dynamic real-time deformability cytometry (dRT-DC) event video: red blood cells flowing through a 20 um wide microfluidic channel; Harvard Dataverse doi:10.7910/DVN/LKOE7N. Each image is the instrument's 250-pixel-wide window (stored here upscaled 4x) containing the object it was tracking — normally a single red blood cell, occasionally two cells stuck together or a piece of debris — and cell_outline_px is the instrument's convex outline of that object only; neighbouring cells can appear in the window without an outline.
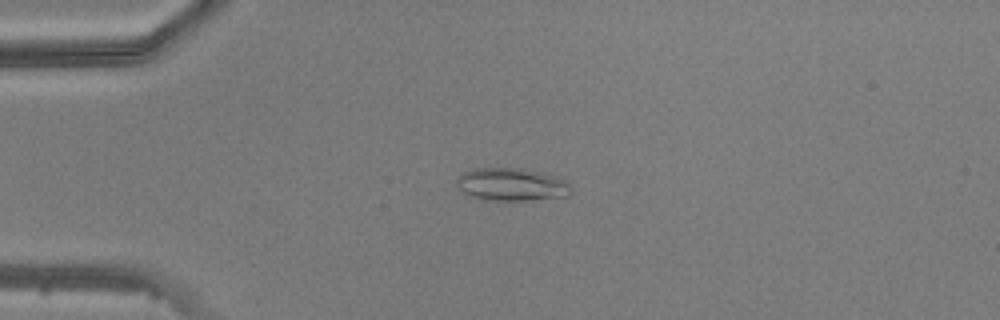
{"species": "common noctule bat (a hibernating species)", "species_latin": "Nyctalus noctula", "temperature_condition": "warm", "stored_images_in_passage": 49, "camera_frame_rate_fps": 3000, "um_per_image_px": 0.085, "animal": {"sex": "male", "body_mass_g": 20.5, "forearm_length_mm": 52.5}, "frame": {"image": 1, "passage_image": 13, "time_ms": 4.0, "image_size_px": [1000, 320], "cell_outline_px": [[572, 192], [568, 196], [524, 200], [484, 200], [472, 196], [464, 192], [456, 184], [456, 180], [464, 172], [472, 168], [524, 168], [544, 172], [556, 176], [564, 180], [572, 188]], "centroid_in_image_um": [43.51, 15.66], "position_along_channel_um": 41.5, "area_um2": 21.91}}
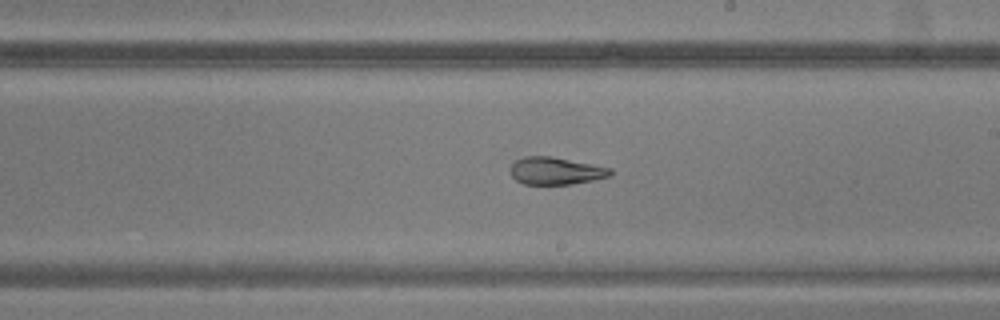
{"frame": {"image": 2, "passage_image": 29, "time_ms": 9.333, "image_size_px": [1000, 320], "cell_outline_px": [[612, 176], [572, 184], [524, 184], [516, 180], [512, 176], [512, 164], [516, 160], [524, 156], [552, 156], [612, 168]], "centroid_in_image_um": [47.27, 14.52], "position_along_channel_um": 241.7, "area_um2": 15.9}}
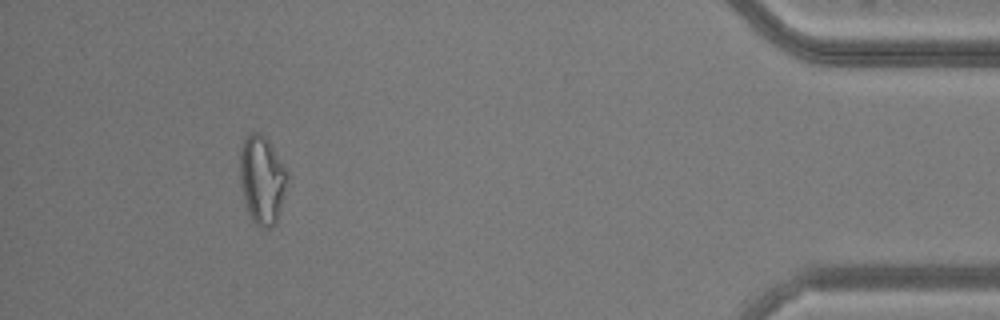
{"frame": {"image": 3, "passage_image": 45, "time_ms": 14.667, "image_size_px": [1000, 320], "cell_outline_px": [[288, 176], [276, 224], [268, 228], [260, 228], [252, 220], [244, 204], [240, 180], [240, 148], [244, 140], [252, 132], [260, 132], [268, 140], [288, 172]], "centroid_in_image_um": [22.25, 15.29], "position_along_channel_um": 412.9, "area_um2": 24.28}}